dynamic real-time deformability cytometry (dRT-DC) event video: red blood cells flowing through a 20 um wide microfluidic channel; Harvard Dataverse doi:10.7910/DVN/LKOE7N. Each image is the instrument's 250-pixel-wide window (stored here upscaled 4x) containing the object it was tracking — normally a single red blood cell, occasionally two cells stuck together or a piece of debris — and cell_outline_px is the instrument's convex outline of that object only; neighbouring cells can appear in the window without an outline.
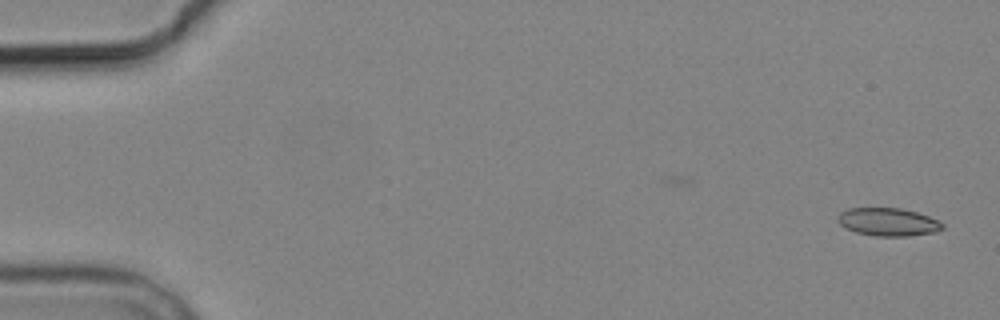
{"species": "common noctule bat (a hibernating species)", "species_latin": "Nyctalus noctula", "temperature_condition": "cold", "stored_images_in_passage": 2, "camera_frame_rate_fps": 3000, "um_per_image_px": 0.085, "animal": {"sex": "male", "body_mass_g": 19.2, "forearm_length_mm": 51.8}, "frame": {"image": 1, "passage_image": 2, "time_ms": 2.0, "image_size_px": [1000, 320], "cell_outline_px": [[944, 228], [936, 232], [908, 236], [876, 236], [856, 232], [844, 228], [836, 220], [836, 216], [840, 212], [848, 208], [900, 208], [916, 212], [928, 216], [944, 224]], "centroid_in_image_um": [75.45, 18.87], "position_along_channel_um": 9.6, "area_um2": 17.17}}